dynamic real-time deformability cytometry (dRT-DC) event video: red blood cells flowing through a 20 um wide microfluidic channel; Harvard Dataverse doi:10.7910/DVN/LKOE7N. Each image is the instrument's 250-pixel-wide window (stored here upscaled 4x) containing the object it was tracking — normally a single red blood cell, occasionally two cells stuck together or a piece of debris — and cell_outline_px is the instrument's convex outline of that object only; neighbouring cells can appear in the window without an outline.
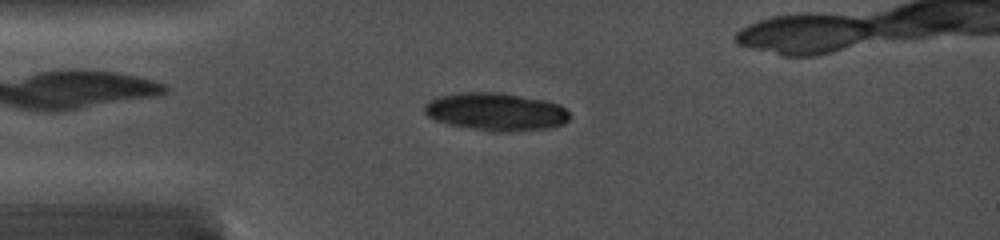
{"species": "common noctule bat (a hibernating species)", "species_latin": "Nyctalus noctula", "temperature_condition": "cold", "stored_images_in_passage": 14, "camera_frame_rate_fps": 5000, "um_per_image_px": 0.085, "animal": {"sex": "female", "body_mass_g": 19.0, "forearm_length_mm": 56.7}, "frame": {"image": 1, "passage_image": 12, "time_ms": 3.8, "image_size_px": [1000, 240], "cell_outline_px": [[572, 116], [564, 124], [552, 128], [512, 132], [492, 132], [448, 124], [436, 120], [428, 116], [424, 112], [424, 104], [428, 100], [440, 96], [460, 92], [504, 92], [544, 100], [560, 104]], "centroid_in_image_um": [42.18, 9.5], "position_along_channel_um": 42.8, "area_um2": 32.54}}